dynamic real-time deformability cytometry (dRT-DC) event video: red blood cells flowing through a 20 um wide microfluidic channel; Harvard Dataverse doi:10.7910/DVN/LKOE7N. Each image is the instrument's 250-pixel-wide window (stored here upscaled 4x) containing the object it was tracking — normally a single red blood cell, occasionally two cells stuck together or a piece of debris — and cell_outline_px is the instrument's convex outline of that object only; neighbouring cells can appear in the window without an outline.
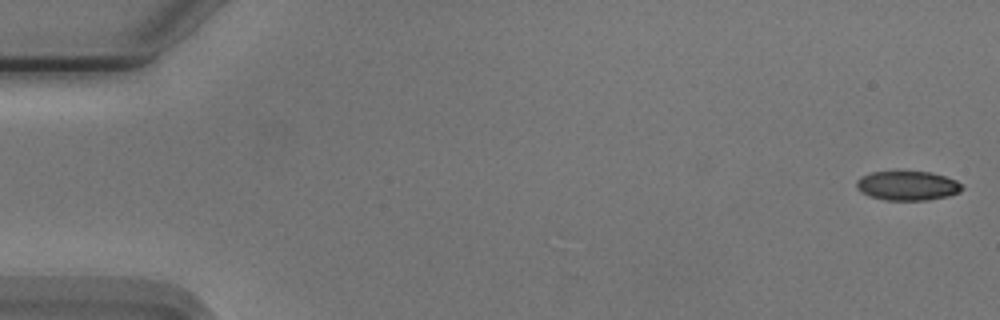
{"species": "Egyptian fruit bat (a non-hibernating species)", "species_latin": "Rousettus aegyptiacus", "temperature_condition": "cold", "stored_images_in_passage": 54, "camera_frame_rate_fps": 3000, "um_per_image_px": 0.085, "animal": {"sex": "male"}, "frame": {"image": 1, "passage_image": 1, "time_ms": 0.0, "image_size_px": [1000, 320], "cell_outline_px": [[964, 188], [960, 192], [948, 196], [928, 200], [884, 200], [868, 196], [860, 192], [856, 188], [856, 180], [860, 176], [872, 172], [932, 172], [956, 180]], "centroid_in_image_um": [77.11, 15.79], "position_along_channel_um": 7.9, "area_um2": 18.15}}
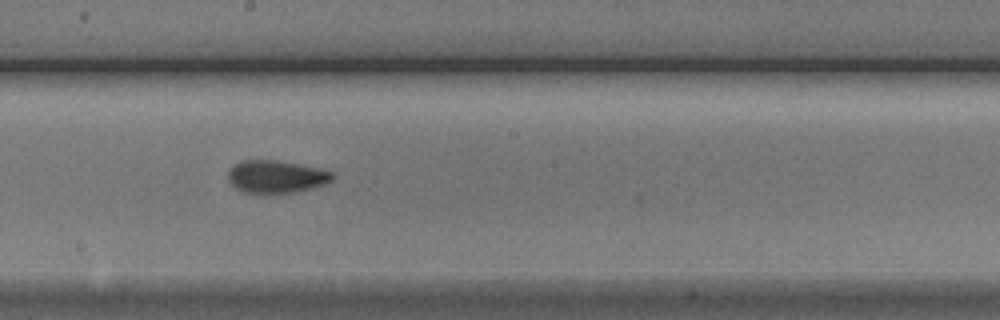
{"frame": {"image": 2, "passage_image": 30, "time_ms": 9.667, "image_size_px": [1000, 320], "cell_outline_px": [[336, 176], [332, 180], [324, 184], [312, 188], [296, 192], [268, 196], [260, 196], [244, 192], [236, 188], [232, 184], [228, 176], [228, 172], [236, 164], [244, 160], [276, 160], [320, 168], [332, 172]], "centroid_in_image_um": [23.49, 15.06], "position_along_channel_um": 224.7, "area_um2": 20.35}}
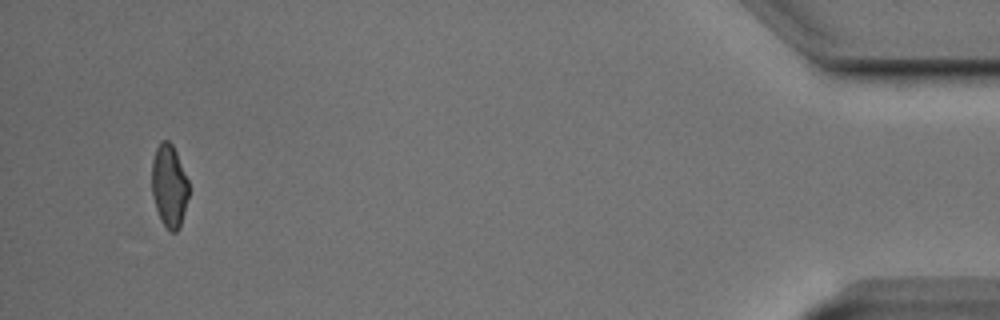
{"frame": {"image": 3, "passage_image": 52, "time_ms": 17.0, "image_size_px": [1000, 320], "cell_outline_px": [[188, 196], [180, 228], [176, 232], [172, 232], [160, 220], [152, 196], [152, 160], [156, 148], [160, 140], [168, 140], [172, 144], [176, 152], [188, 180]], "centroid_in_image_um": [14.37, 15.79], "position_along_channel_um": 420.8, "area_um2": 17.74}, "authors_computed_cell_mechanics": {"area_um2": 19.074, "velocity_mm_per_s": 3.7517, "shape_relaxation_time_tau1_ms": 5.6847, "shape_relaxation_time_tau2_ms": 2.2396, "deformation_change_tau1": 0.1462, "deformation_change_tau2": 0.0759}}